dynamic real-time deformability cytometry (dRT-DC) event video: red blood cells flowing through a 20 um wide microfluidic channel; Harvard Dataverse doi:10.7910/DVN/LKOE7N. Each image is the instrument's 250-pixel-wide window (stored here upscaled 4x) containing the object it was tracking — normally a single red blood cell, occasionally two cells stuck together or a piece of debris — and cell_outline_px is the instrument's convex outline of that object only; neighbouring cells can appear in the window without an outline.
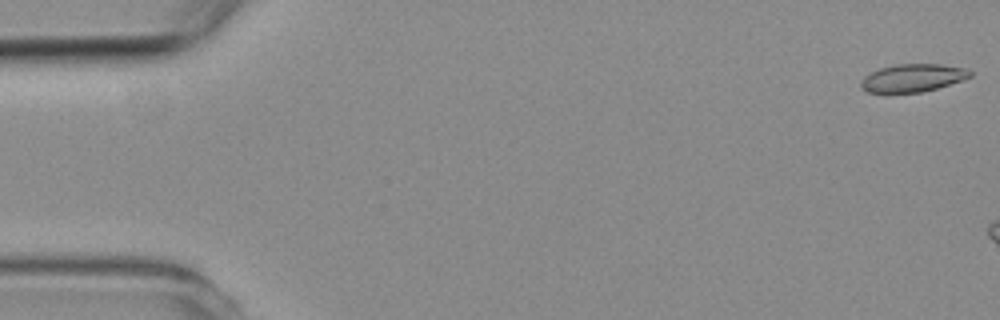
{"species": "common noctule bat (a hibernating species)", "species_latin": "Nyctalus noctula", "temperature_condition": "room temperature", "stored_images_in_passage": 4, "camera_frame_rate_fps": 3000, "um_per_image_px": 0.085, "animal": {"sex": "female", "body_mass_g": 19.3, "forearm_length_mm": 54.1}, "frame": {"image": 1, "passage_image": 1, "time_ms": 0.0, "image_size_px": [1000, 320], "cell_outline_px": [[972, 76], [936, 88], [920, 92], [888, 96], [864, 92], [860, 88], [860, 80], [868, 72], [880, 68], [896, 64], [940, 64], [964, 68], [972, 72]], "centroid_in_image_um": [77.42, 6.67], "position_along_channel_um": 7.6, "area_um2": 18.44}}